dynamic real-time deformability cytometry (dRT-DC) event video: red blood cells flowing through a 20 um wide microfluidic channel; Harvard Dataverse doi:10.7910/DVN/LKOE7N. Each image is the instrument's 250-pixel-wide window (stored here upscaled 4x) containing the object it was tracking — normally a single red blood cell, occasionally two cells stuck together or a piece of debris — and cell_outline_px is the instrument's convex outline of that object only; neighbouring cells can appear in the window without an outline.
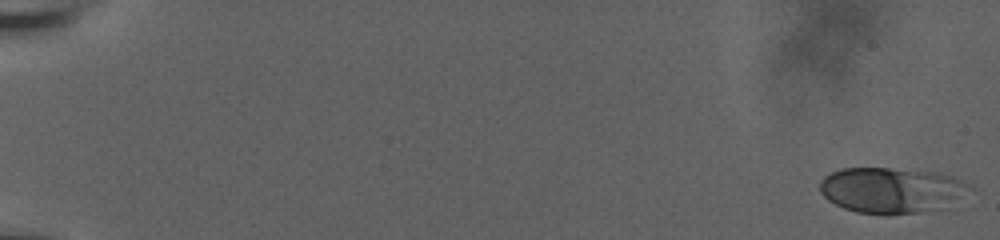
{"species": "human", "species_latin": "Homo sapiens", "temperature_condition": "room temperature", "stored_images_in_passage": 58, "camera_frame_rate_fps": 3000, "um_per_image_px": 0.085, "donor": {"sex": "male"}, "frame": {"image": 1, "passage_image": 1, "time_ms": 0.0, "image_size_px": [1000, 240], "cell_outline_px": [[972, 188], [940, 208], [916, 212], [856, 212], [844, 208], [828, 200], [820, 192], [820, 180], [824, 176], [840, 168], [888, 168], [940, 172], [952, 176], [968, 184]], "centroid_in_image_um": [75.7, 16.11], "position_along_channel_um": 9.3, "area_um2": 38.78}}
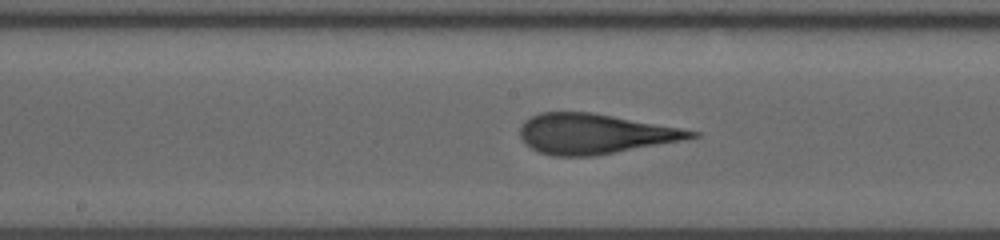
{"frame": {"image": 2, "passage_image": 33, "time_ms": 10.667, "image_size_px": [1000, 240], "cell_outline_px": [[700, 136], [680, 140], [592, 156], [552, 156], [540, 152], [524, 144], [520, 136], [520, 128], [524, 120], [540, 112], [592, 112], [680, 128], [700, 132]], "centroid_in_image_um": [50.48, 11.36], "position_along_channel_um": 197.7, "area_um2": 39.48}}
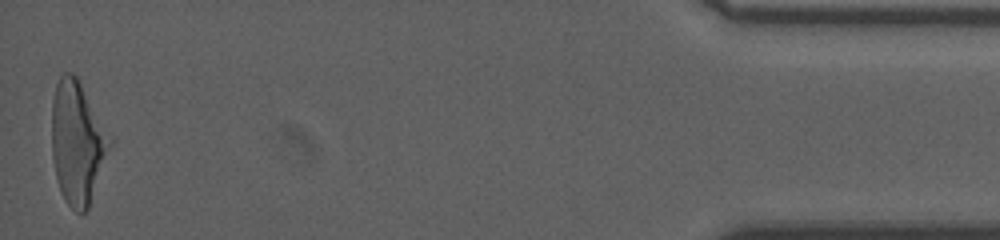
{"frame": {"image": 3, "passage_image": 58, "time_ms": 19.0, "image_size_px": [1000, 240], "cell_outline_px": [[116, 140], [88, 208], [84, 212], [76, 212], [64, 200], [60, 192], [52, 160], [52, 100], [56, 84], [60, 76], [64, 72], [72, 72], [76, 76]], "centroid_in_image_um": [6.63, 12.12], "position_along_channel_um": 428.6, "area_um2": 42.6}, "authors_computed_cell_mechanics": {"area_um2": 39.593, "velocity_mm_per_s": 3.734, "shape_relaxation_time_tau1_ms": 6.8048, "shape_relaxation_time_tau2_ms": 1.0727, "deformation_change_tau1": 0.2282, "deformation_change_tau2": 0.1002}}